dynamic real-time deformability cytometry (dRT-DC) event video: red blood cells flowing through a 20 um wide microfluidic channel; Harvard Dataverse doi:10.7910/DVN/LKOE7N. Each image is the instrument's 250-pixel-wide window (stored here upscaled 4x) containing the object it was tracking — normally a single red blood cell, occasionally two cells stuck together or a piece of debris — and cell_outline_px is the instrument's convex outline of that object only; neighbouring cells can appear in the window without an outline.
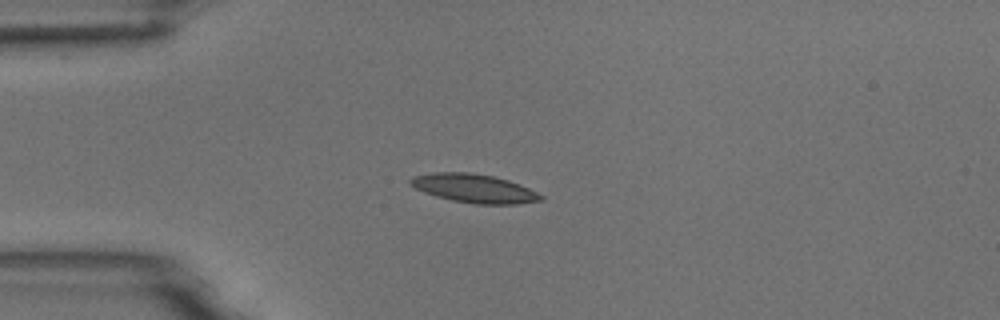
{"species": "common noctule bat (a hibernating species)", "species_latin": "Nyctalus noctula", "temperature_condition": "room temperature", "stored_images_in_passage": 5, "camera_frame_rate_fps": 3000, "um_per_image_px": 0.085, "animal": {"sex": "male", "body_mass_g": 18.8}, "frame": {"image": 1, "passage_image": 4, "time_ms": 3.333, "image_size_px": [1000, 320], "cell_outline_px": [[544, 200], [516, 204], [472, 204], [452, 200], [436, 196], [424, 192], [408, 184], [408, 180], [412, 176], [432, 172], [468, 172], [492, 176], [508, 180], [520, 184], [544, 196]], "centroid_in_image_um": [40.27, 16.01], "position_along_channel_um": 44.7, "area_um2": 21.85}}